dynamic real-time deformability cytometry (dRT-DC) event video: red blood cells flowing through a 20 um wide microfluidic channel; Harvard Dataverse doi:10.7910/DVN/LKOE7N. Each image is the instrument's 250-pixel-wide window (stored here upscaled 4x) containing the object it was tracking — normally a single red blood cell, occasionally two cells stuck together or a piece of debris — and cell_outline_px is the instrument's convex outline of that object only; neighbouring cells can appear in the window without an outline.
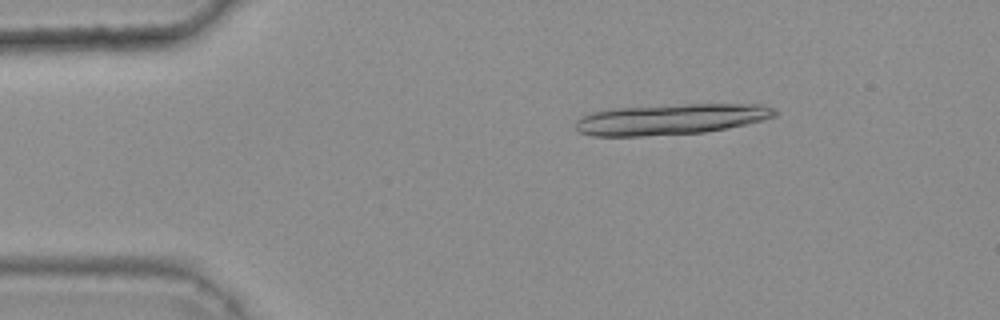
{"species": "common noctule bat (a hibernating species)", "species_latin": "Nyctalus noctula", "temperature_condition": "warm", "stored_images_in_passage": 17, "camera_frame_rate_fps": 3000, "um_per_image_px": 0.085, "animal": {"sex": "female", "body_mass_g": 25.1}, "frame": {"image": 1, "passage_image": 8, "time_ms": 2.333, "image_size_px": [1000, 320], "cell_outline_px": [[776, 116], [728, 128], [704, 132], [640, 136], [592, 136], [576, 132], [576, 120], [580, 116], [592, 112], [612, 108], [684, 104], [764, 104], [772, 108], [776, 112]], "centroid_in_image_um": [56.95, 10.13], "position_along_channel_um": 28.1, "area_um2": 35.72}}